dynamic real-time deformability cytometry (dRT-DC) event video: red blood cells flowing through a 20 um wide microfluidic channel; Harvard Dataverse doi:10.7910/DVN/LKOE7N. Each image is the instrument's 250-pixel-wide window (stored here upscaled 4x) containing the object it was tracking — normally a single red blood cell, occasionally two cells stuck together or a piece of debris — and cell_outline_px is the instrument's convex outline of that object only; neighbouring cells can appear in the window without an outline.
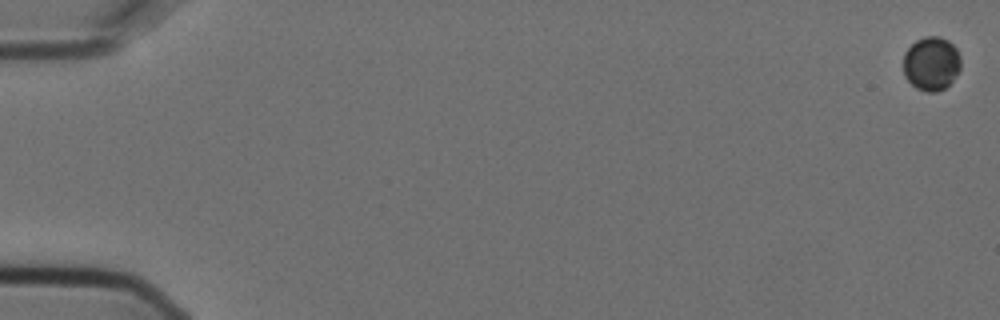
{"species": "Egyptian fruit bat (a non-hibernating species)", "species_latin": "Rousettus aegyptiacus", "temperature_condition": "cold", "stored_images_in_passage": 3, "camera_frame_rate_fps": 3000, "um_per_image_px": 0.085, "animal": {"sex": "female"}, "frame": {"image": 1, "passage_image": 1, "time_ms": 0.0, "image_size_px": [1000, 320], "cell_outline_px": [[960, 68], [952, 80], [944, 88], [936, 92], [924, 92], [916, 88], [904, 76], [904, 52], [916, 40], [924, 36], [940, 36], [948, 40], [956, 48], [960, 56]], "centroid_in_image_um": [79.15, 5.39], "position_along_channel_um": 5.8, "area_um2": 18.03}}